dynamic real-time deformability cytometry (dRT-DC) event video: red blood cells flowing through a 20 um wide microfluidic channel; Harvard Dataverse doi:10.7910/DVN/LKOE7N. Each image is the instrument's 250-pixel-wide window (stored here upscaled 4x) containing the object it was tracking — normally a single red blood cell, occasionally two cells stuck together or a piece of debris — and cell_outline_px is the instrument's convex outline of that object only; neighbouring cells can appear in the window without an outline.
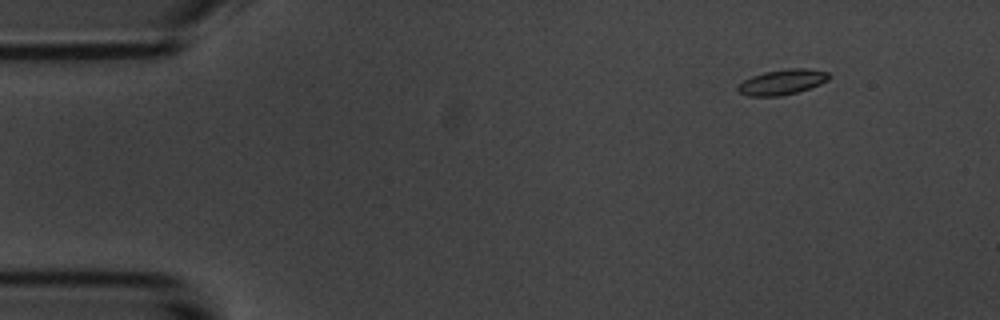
{"species": "common noctule bat (a hibernating species)", "species_latin": "Nyctalus noctula", "temperature_condition": "room temperature", "stored_images_in_passage": 7, "camera_frame_rate_fps": 3000, "um_per_image_px": 0.085, "animal": {"sex": "male", "body_mass_g": 20.1, "forearm_length_mm": 53.5}, "frame": {"image": 1, "passage_image": 3, "time_ms": 2.0, "image_size_px": [1000, 320], "cell_outline_px": [[832, 76], [828, 80], [820, 84], [796, 92], [780, 96], [748, 96], [740, 92], [736, 88], [744, 80], [752, 76], [764, 72], [788, 68], [804, 68], [828, 72]], "centroid_in_image_um": [66.5, 6.96], "position_along_channel_um": 18.5, "area_um2": 13.29}}
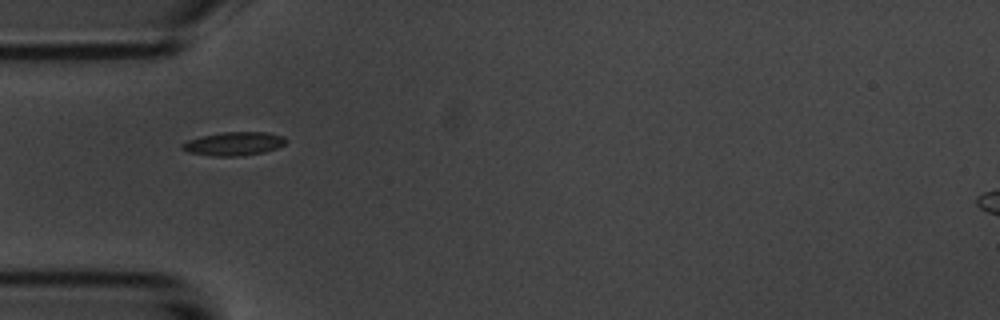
{"frame": {"image": 2, "passage_image": 6, "time_ms": 5.667, "image_size_px": [1000, 320], "cell_outline_px": [[288, 140], [284, 144], [276, 148], [264, 152], [240, 156], [212, 156], [188, 152], [180, 148], [180, 144], [188, 140], [200, 136], [220, 132], [268, 132], [284, 136]], "centroid_in_image_um": [19.86, 12.21], "position_along_channel_um": 65.1, "area_um2": 14.39}}